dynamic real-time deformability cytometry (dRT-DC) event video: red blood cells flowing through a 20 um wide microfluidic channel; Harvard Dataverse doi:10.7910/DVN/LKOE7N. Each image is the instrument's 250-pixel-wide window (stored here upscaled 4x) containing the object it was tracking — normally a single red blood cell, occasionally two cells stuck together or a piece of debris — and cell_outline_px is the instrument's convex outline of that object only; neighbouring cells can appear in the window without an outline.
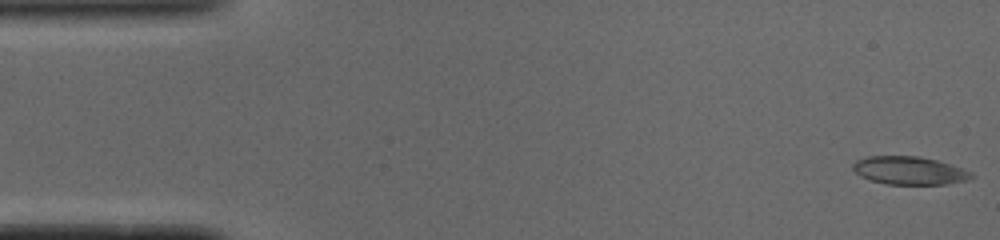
{"species": "common noctule bat (a hibernating species)", "species_latin": "Nyctalus noctula", "temperature_condition": "cold", "stored_images_in_passage": 48, "camera_frame_rate_fps": 3000, "um_per_image_px": 0.085, "animal": {"sex": "male", "body_mass_g": 19.0, "forearm_length_mm": 50.8}, "frame": {"image": 1, "passage_image": 1, "time_ms": 0.0, "image_size_px": [1000, 240], "cell_outline_px": [[976, 176], [968, 180], [948, 184], [888, 184], [872, 180], [860, 176], [852, 168], [852, 164], [856, 160], [868, 156], [920, 156], [936, 160], [972, 172]], "centroid_in_image_um": [77.3, 14.49], "position_along_channel_um": 7.7, "area_um2": 19.31}}
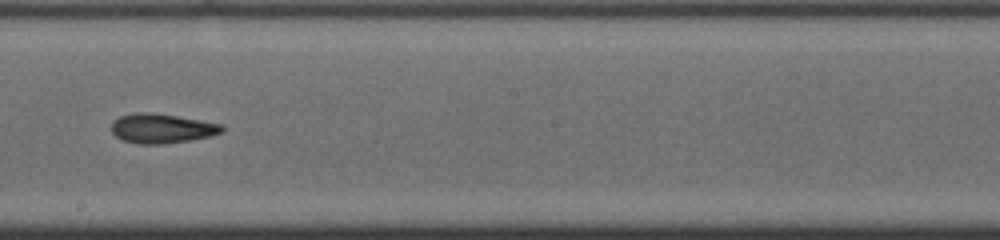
{"frame": {"image": 2, "passage_image": 28, "time_ms": 9.0, "image_size_px": [1000, 240], "cell_outline_px": [[224, 132], [212, 136], [188, 140], [160, 144], [140, 144], [124, 140], [116, 136], [112, 132], [112, 124], [120, 116], [136, 112], [148, 112], [176, 116], [224, 124]], "centroid_in_image_um": [13.8, 10.91], "position_along_channel_um": 234.4, "area_um2": 18.84}}
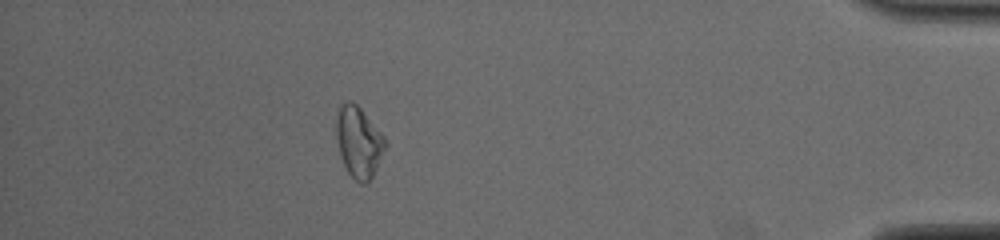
{"frame": {"image": 3, "passage_image": 45, "time_ms": 14.667, "image_size_px": [1000, 240], "cell_outline_px": [[388, 144], [372, 176], [364, 184], [360, 184], [348, 172], [340, 156], [336, 136], [336, 120], [340, 108], [348, 100], [352, 100], [360, 108], [384, 136]], "centroid_in_image_um": [30.5, 12.08], "position_along_channel_um": 404.7, "area_um2": 19.94}}